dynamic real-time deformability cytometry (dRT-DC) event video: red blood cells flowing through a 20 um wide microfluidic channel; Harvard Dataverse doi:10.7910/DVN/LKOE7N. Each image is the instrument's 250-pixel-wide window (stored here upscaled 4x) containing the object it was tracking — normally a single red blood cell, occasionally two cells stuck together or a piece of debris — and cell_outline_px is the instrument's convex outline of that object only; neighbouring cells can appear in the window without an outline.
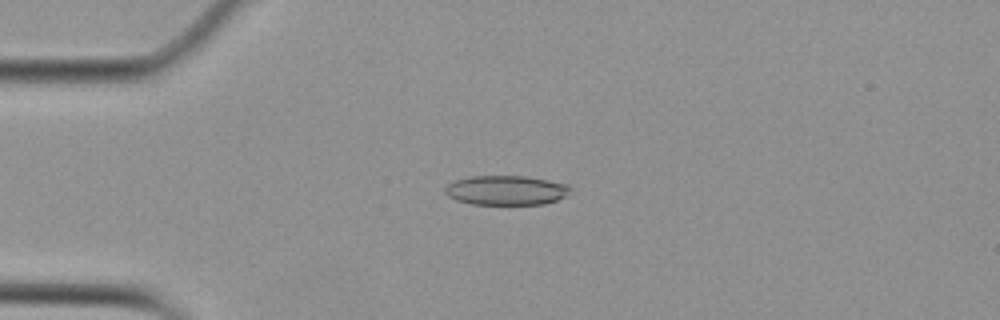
{"species": "Egyptian fruit bat (a non-hibernating species)", "species_latin": "Rousettus aegyptiacus", "temperature_condition": "cold", "stored_images_in_passage": 51, "camera_frame_rate_fps": 3000, "um_per_image_px": 0.085, "animal": {"sex": "female"}, "frame": {"image": 1, "passage_image": 10, "time_ms": 3.0, "image_size_px": [1000, 320], "cell_outline_px": [[572, 188], [564, 196], [556, 200], [544, 204], [472, 204], [456, 200], [448, 196], [444, 192], [444, 188], [448, 184], [456, 180], [472, 176], [524, 176], [548, 180], [568, 184]], "centroid_in_image_um": [43.0, 16.17], "position_along_channel_um": 42.0, "area_um2": 21.44}}
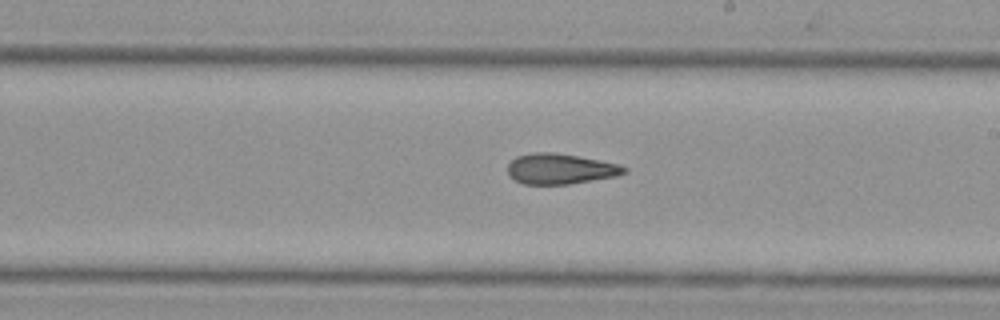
{"frame": {"image": 2, "passage_image": 28, "time_ms": 9.0, "image_size_px": [1000, 320], "cell_outline_px": [[628, 172], [616, 176], [568, 184], [524, 184], [508, 176], [508, 164], [516, 156], [532, 152], [552, 152], [576, 156], [620, 164], [628, 168]], "centroid_in_image_um": [47.62, 14.35], "position_along_channel_um": 241.4, "area_um2": 20.63}}
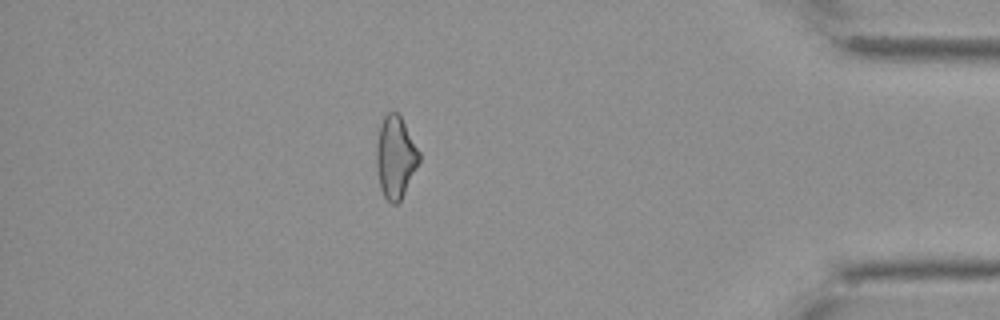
{"frame": {"image": 3, "passage_image": 44, "time_ms": 14.333, "image_size_px": [1000, 320], "cell_outline_px": [[420, 160], [400, 200], [396, 204], [392, 204], [384, 196], [380, 188], [376, 164], [376, 144], [380, 124], [384, 116], [388, 112], [396, 112], [400, 116], [420, 152]], "centroid_in_image_um": [33.59, 13.35], "position_along_channel_um": 401.6, "area_um2": 20.17}, "authors_computed_cell_mechanics": {"area_um2": 21.2126, "velocity_mm_per_s": 3.7573, "shape_relaxation_time_tau1_ms": null, "shape_relaxation_time_tau2_ms": 4.4228, "deformation_change_tau1": null, "deformation_change_tau2": 0.1265}}